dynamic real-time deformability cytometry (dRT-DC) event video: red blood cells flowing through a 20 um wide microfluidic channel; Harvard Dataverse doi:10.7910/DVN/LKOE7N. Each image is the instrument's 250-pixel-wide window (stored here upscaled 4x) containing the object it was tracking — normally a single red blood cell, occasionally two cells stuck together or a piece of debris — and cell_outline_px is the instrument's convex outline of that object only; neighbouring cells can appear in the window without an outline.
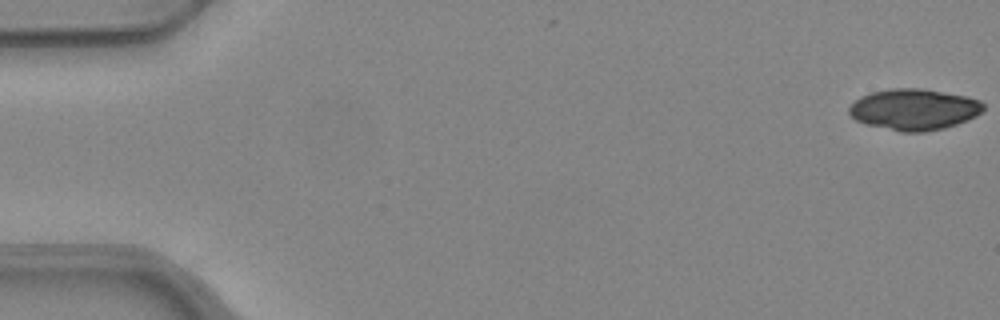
{"species": "common noctule bat (a hibernating species)", "species_latin": "Nyctalus noctula", "temperature_condition": "warm", "stored_images_in_passage": 52, "segment_of_instrument_passage": [1, 2], "camera_frame_rate_fps": 3000, "um_per_image_px": 0.085, "animal": {"sex": "female", "body_mass_g": 24.6, "forearm_length_mm": 56.2}, "frame": {"image": 1, "passage_image": 1, "time_ms": 0.0, "image_size_px": [1000, 320], "cell_outline_px": [[984, 108], [976, 116], [968, 120], [944, 128], [924, 132], [900, 132], [864, 124], [856, 120], [848, 112], [848, 108], [860, 96], [872, 92], [892, 88], [920, 88], [968, 96], [980, 100], [984, 104]], "centroid_in_image_um": [77.69, 9.3], "position_along_channel_um": 7.3, "area_um2": 32.37}}